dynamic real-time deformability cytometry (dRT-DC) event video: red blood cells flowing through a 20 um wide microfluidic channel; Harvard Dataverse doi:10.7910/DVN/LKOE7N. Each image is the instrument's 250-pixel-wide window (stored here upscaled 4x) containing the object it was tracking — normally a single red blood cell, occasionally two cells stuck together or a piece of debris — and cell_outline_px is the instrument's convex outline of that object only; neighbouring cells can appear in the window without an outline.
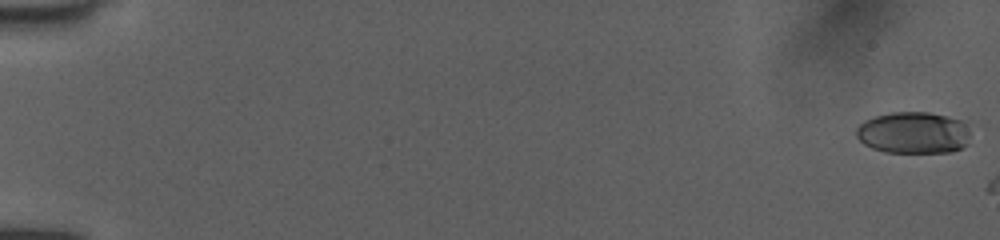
{"species": "human", "species_latin": "Homo sapiens", "temperature_condition": "room temperature", "stored_images_in_passage": 3, "camera_frame_rate_fps": 3000, "um_per_image_px": 0.085, "donor": {"sex": "female"}, "frame": {"image": 1, "passage_image": 1, "time_ms": 0.0, "image_size_px": [1000, 240], "cell_outline_px": [[968, 144], [952, 152], [884, 152], [872, 148], [864, 144], [856, 136], [856, 128], [864, 120], [876, 116], [892, 112], [928, 112], [960, 120], [964, 124], [968, 136]], "centroid_in_image_um": [77.59, 11.29], "position_along_channel_um": 7.4, "area_um2": 27.51}}